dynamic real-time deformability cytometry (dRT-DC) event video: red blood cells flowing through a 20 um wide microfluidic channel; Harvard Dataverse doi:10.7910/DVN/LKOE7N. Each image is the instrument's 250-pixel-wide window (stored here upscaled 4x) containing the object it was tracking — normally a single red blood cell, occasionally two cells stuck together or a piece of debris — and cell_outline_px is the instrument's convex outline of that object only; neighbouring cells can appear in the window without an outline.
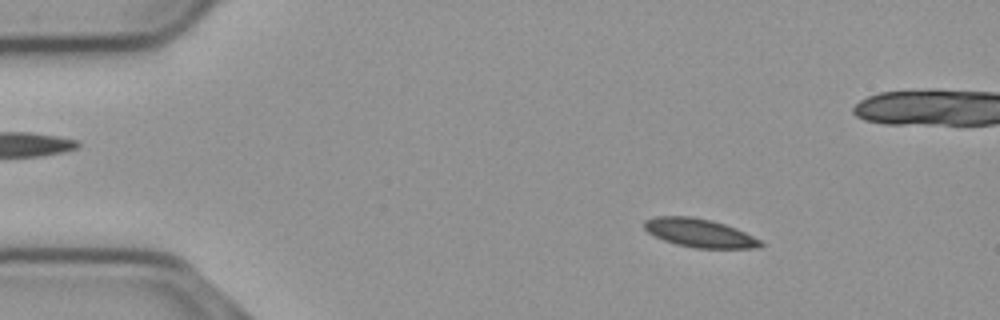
{"species": "common noctule bat (a hibernating species)", "species_latin": "Nyctalus noctula", "temperature_condition": "cold", "stored_images_in_passage": 56, "camera_frame_rate_fps": 3000, "um_per_image_px": 0.085, "animal": {"sex": "male", "body_mass_g": 23.1, "forearm_length_mm": 52.7}, "frame": {"image": 1, "passage_image": 8, "time_ms": 2.333, "image_size_px": [1000, 320], "cell_outline_px": [[764, 244], [760, 248], [696, 248], [676, 244], [664, 240], [648, 232], [644, 228], [644, 220], [656, 216], [692, 216], [712, 220], [736, 228], [760, 240]], "centroid_in_image_um": [59.45, 19.8], "position_along_channel_um": 25.5, "area_um2": 19.25}}
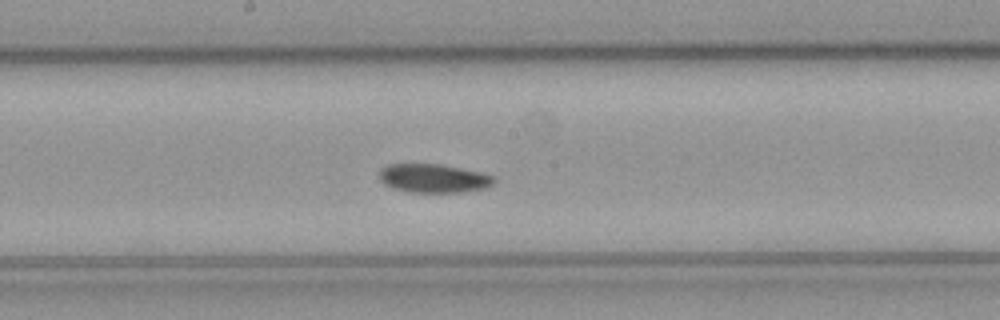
{"frame": {"image": 2, "passage_image": 29, "time_ms": 9.333, "image_size_px": [1000, 320], "cell_outline_px": [[496, 180], [488, 188], [460, 192], [408, 192], [392, 188], [384, 184], [376, 176], [380, 168], [388, 164], [440, 164], [480, 172], [492, 176]], "centroid_in_image_um": [36.79, 15.15], "position_along_channel_um": 211.4, "area_um2": 19.36}}
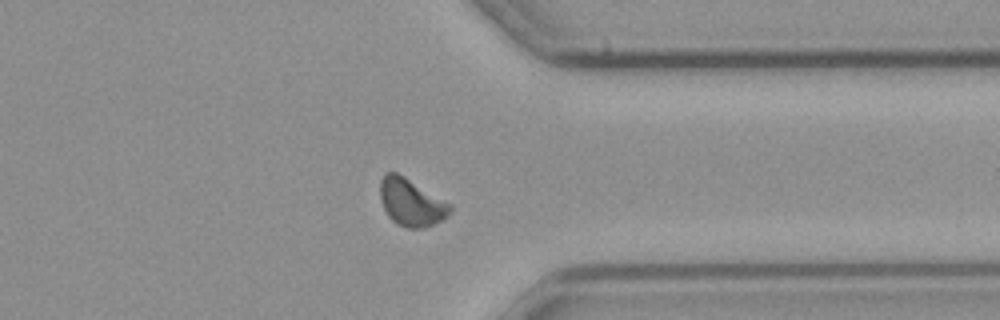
{"frame": {"image": 3, "passage_image": 43, "time_ms": 14.0, "image_size_px": [1000, 320], "cell_outline_px": [[452, 212], [448, 216], [432, 224], [420, 228], [408, 228], [396, 224], [388, 216], [380, 200], [380, 180], [384, 172], [396, 172], [404, 176], [452, 204]], "centroid_in_image_um": [34.94, 17.19], "position_along_channel_um": 376.5, "area_um2": 19.36}}